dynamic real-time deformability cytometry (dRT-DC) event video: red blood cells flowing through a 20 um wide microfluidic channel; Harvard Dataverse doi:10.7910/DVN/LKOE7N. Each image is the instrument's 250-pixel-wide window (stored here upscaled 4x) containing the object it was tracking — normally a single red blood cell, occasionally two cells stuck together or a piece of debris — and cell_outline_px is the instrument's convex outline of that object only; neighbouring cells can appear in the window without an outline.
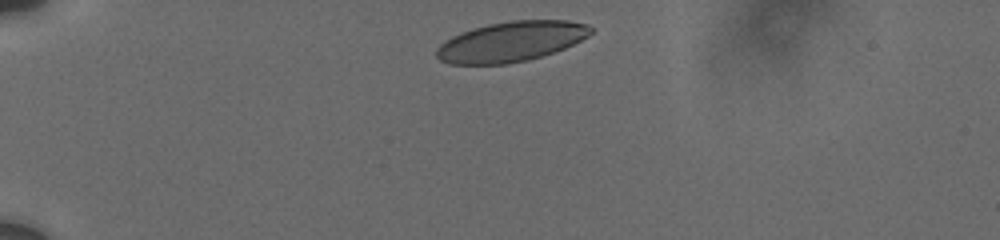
{"species": "human", "species_latin": "Homo sapiens", "temperature_condition": "cold", "stored_images_in_passage": 15, "camera_frame_rate_fps": 3000, "um_per_image_px": 0.085, "donor": {"sex": "male"}, "frame": {"image": 1, "passage_image": 1, "time_ms": 0.0, "image_size_px": [1000, 240], "cell_outline_px": [[592, 32], [588, 36], [564, 48], [528, 60], [508, 64], [448, 64], [440, 60], [436, 56], [436, 48], [444, 40], [452, 36], [472, 28], [488, 24], [512, 20], [568, 20], [588, 24], [592, 28]], "centroid_in_image_um": [43.41, 3.53], "position_along_channel_um": 41.6, "area_um2": 36.07}}
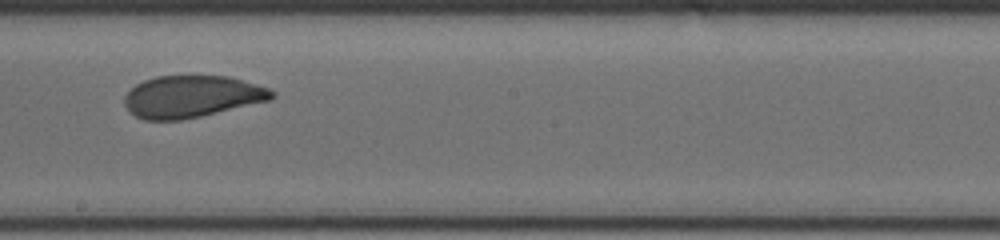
{"frame": {"image": 2, "passage_image": 9, "time_ms": 6.667, "image_size_px": [1000, 240], "cell_outline_px": [[276, 96], [272, 100], [200, 116], [180, 120], [144, 120], [128, 112], [124, 104], [124, 96], [136, 84], [144, 80], [156, 76], [228, 76], [244, 80], [268, 88], [276, 92]], "centroid_in_image_um": [16.31, 8.21], "position_along_channel_um": 231.9, "area_um2": 36.18}}
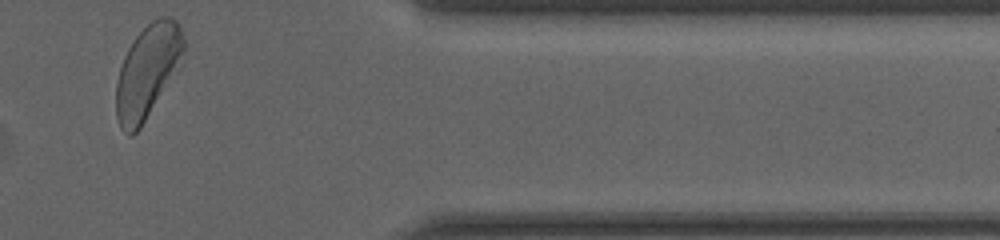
{"frame": {"image": 3, "passage_image": 15, "time_ms": 11.667, "image_size_px": [1000, 240], "cell_outline_px": [[184, 48], [180, 68], [140, 128], [132, 136], [128, 136], [120, 128], [116, 116], [116, 84], [120, 68], [124, 56], [128, 48], [136, 36], [152, 20], [160, 16], [168, 16], [176, 20], [180, 28], [184, 40]], "centroid_in_image_um": [12.55, 6.09], "position_along_channel_um": 398.9, "area_um2": 36.88}, "authors_computed_cell_mechanics": {"area_um2": 36.703, "velocity_mm_per_s": 3.6947, "shape_relaxation_time_tau1_ms": 3.9912, "shape_relaxation_time_tau2_ms": 0.0111, "deformation_change_tau1": 0.1003, "deformation_change_tau2": 0.0305}}